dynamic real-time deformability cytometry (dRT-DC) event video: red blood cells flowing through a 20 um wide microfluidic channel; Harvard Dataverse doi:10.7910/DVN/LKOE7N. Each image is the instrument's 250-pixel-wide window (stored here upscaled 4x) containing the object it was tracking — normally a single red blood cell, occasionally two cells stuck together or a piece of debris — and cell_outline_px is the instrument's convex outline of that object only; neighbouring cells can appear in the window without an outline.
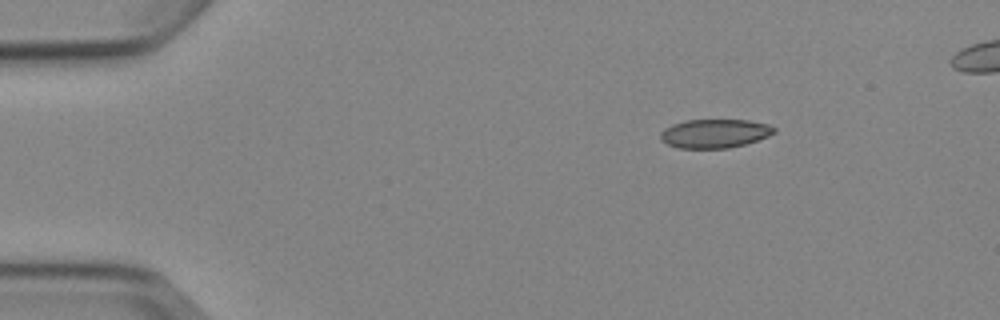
{"species": "Egyptian fruit bat (a non-hibernating species)", "species_latin": "Rousettus aegyptiacus", "temperature_condition": "cold", "stored_images_in_passage": 4, "camera_frame_rate_fps": 3000, "um_per_image_px": 0.085, "animal": {"sex": "female"}, "frame": {"image": 1, "passage_image": 1, "time_ms": 0.0, "image_size_px": [1000, 320], "cell_outline_px": [[776, 132], [768, 136], [744, 144], [728, 148], [680, 148], [668, 144], [660, 140], [660, 132], [664, 128], [672, 124], [684, 120], [748, 120], [768, 124], [776, 128]], "centroid_in_image_um": [60.73, 11.34], "position_along_channel_um": 24.3, "area_um2": 19.07}}